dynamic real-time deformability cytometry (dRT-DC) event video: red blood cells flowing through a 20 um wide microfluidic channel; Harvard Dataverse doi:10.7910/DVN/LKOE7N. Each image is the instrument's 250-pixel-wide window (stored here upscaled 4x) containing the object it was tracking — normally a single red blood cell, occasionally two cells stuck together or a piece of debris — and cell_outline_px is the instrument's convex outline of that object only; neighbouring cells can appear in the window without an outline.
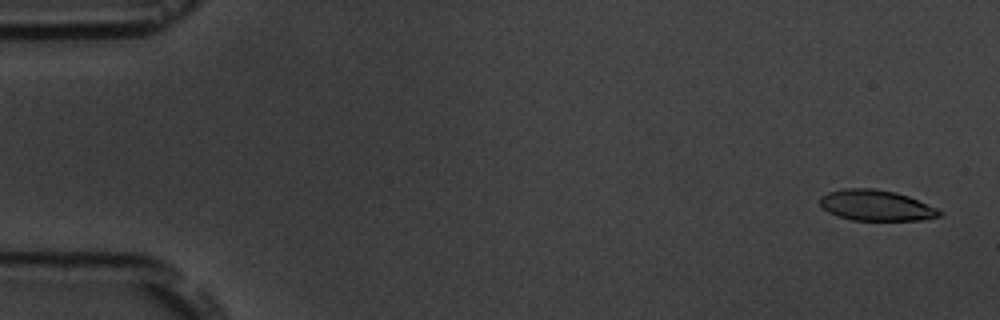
{"species": "common noctule bat (a hibernating species)", "species_latin": "Nyctalus noctula", "temperature_condition": "room temperature", "stored_images_in_passage": 5, "camera_frame_rate_fps": 3000, "um_per_image_px": 0.085, "animal": {"sex": "male", "body_mass_g": 19.5, "forearm_length_mm": 54.6}, "frame": {"image": 1, "passage_image": 1, "time_ms": 0.0, "image_size_px": [1000, 320], "cell_outline_px": [[944, 212], [940, 216], [920, 220], [852, 220], [828, 212], [820, 204], [820, 196], [828, 192], [844, 188], [872, 188], [896, 192], [908, 196], [936, 208]], "centroid_in_image_um": [74.46, 17.45], "position_along_channel_um": 10.5, "area_um2": 21.27}}
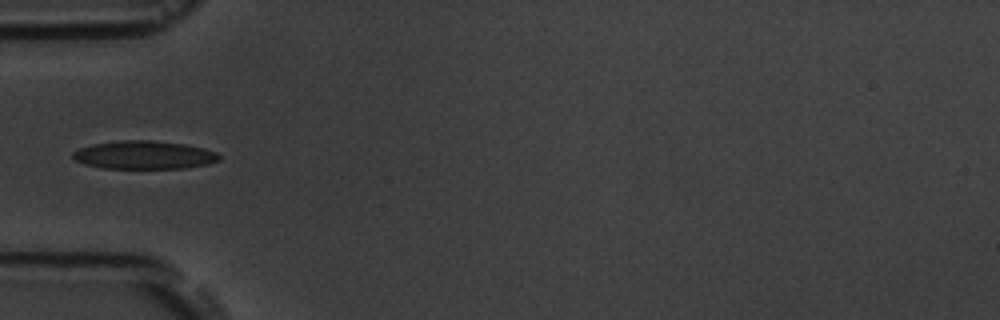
{"frame": {"image": 2, "passage_image": 5, "time_ms": 5.333, "image_size_px": [1000, 320], "cell_outline_px": [[220, 160], [208, 164], [184, 168], [100, 168], [84, 164], [76, 160], [72, 156], [72, 152], [80, 148], [92, 144], [120, 140], [152, 140], [184, 144], [204, 148], [216, 152], [220, 156]], "centroid_in_image_um": [12.24, 13.17], "position_along_channel_um": 72.8, "area_um2": 24.1}}